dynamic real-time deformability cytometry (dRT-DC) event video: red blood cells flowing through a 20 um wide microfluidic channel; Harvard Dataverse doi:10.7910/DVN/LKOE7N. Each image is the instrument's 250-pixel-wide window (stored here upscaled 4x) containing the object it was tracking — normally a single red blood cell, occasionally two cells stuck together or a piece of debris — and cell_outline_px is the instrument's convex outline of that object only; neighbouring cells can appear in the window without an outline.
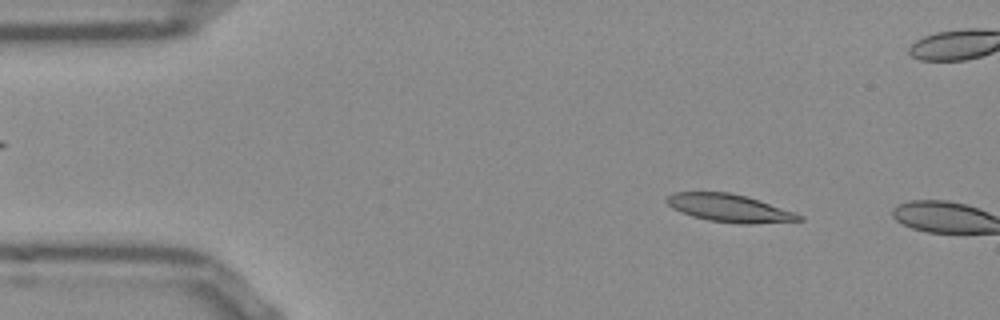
{"species": "Egyptian fruit bat (a non-hibernating species)", "species_latin": "Rousettus aegyptiacus", "temperature_condition": "room temperature", "stored_images_in_passage": 4, "camera_frame_rate_fps": 3000, "um_per_image_px": 0.085, "frame": {"image": 1, "passage_image": 2, "time_ms": 0.333, "image_size_px": [1000, 320], "cell_outline_px": [[804, 220], [752, 224], [740, 224], [708, 220], [692, 216], [680, 212], [672, 208], [664, 200], [672, 192], [728, 192], [744, 196], [804, 216]], "centroid_in_image_um": [61.93, 17.69], "position_along_channel_um": 23.1, "area_um2": 21.1}}